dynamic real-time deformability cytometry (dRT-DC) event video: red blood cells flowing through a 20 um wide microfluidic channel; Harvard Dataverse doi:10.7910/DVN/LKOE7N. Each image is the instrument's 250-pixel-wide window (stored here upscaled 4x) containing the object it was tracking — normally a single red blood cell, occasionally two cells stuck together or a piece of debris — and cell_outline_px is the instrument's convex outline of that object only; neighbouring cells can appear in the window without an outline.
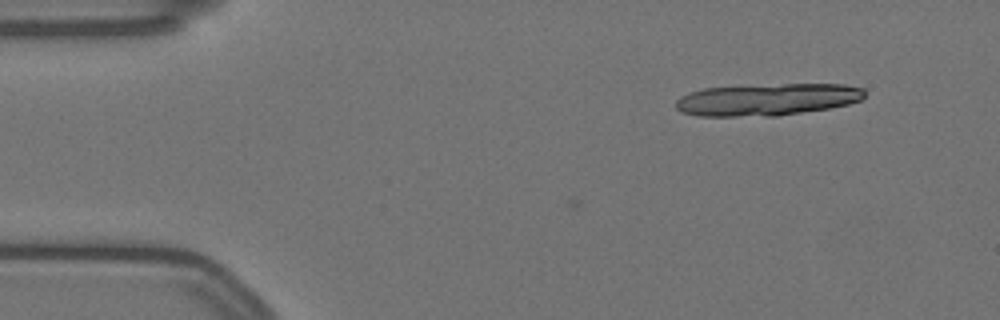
{"species": "Egyptian fruit bat (a non-hibernating species)", "species_latin": "Rousettus aegyptiacus", "temperature_condition": "warm", "stored_images_in_passage": 2, "camera_frame_rate_fps": 3000, "um_per_image_px": 0.085, "animal": {"sex": "female"}, "frame": {"image": 1, "passage_image": 2, "time_ms": 0.333, "image_size_px": [1000, 320], "cell_outline_px": [[864, 96], [860, 100], [848, 104], [828, 108], [776, 116], [696, 116], [680, 112], [676, 108], [676, 100], [680, 96], [688, 92], [704, 88], [784, 84], [844, 84], [864, 88]], "centroid_in_image_um": [65.17, 8.46], "position_along_channel_um": 19.8, "area_um2": 35.26}}